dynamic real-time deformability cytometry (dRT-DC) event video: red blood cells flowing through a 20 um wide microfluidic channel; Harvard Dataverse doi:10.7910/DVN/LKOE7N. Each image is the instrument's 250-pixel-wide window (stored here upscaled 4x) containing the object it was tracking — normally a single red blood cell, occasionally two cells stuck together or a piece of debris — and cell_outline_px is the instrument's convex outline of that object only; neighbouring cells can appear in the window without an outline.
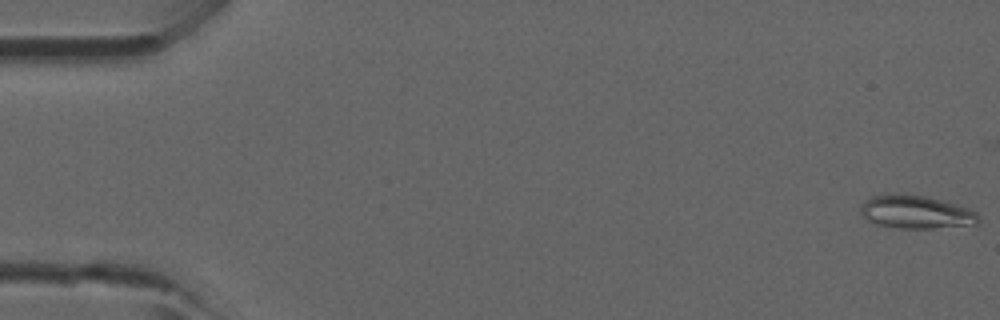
{"species": "common noctule bat (a hibernating species)", "species_latin": "Nyctalus noctula", "temperature_condition": "room temperature", "stored_images_in_passage": 47, "camera_frame_rate_fps": 3000, "um_per_image_px": 0.085, "animal": {"sex": "male", "forearm_length_mm": 52.5}, "frame": {"image": 1, "passage_image": 1, "time_ms": 0.0, "image_size_px": [1000, 320], "cell_outline_px": [[980, 224], [932, 228], [900, 228], [876, 224], [868, 220], [860, 212], [860, 204], [872, 196], [888, 192], [928, 196], [956, 204], [968, 208], [976, 212], [980, 216]], "centroid_in_image_um": [77.86, 18.0], "position_along_channel_um": 7.1, "area_um2": 23.12}}
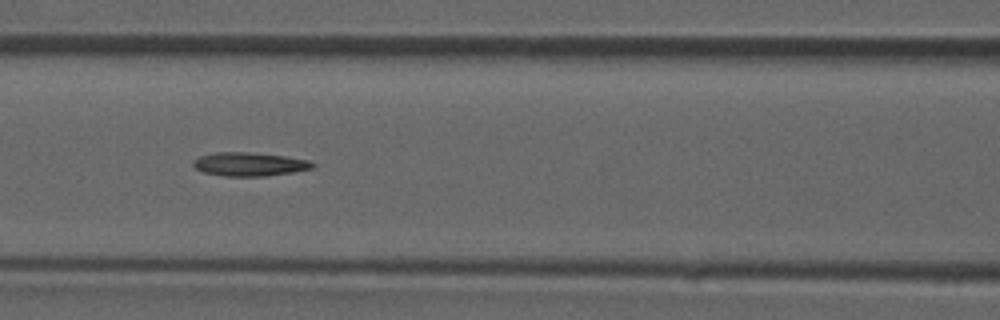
{"frame": {"image": 2, "passage_image": 20, "time_ms": 6.333, "image_size_px": [1000, 320], "cell_outline_px": [[316, 164], [312, 168], [292, 172], [264, 176], [224, 176], [204, 172], [196, 168], [192, 164], [192, 160], [200, 156], [216, 152], [248, 152], [288, 156], [308, 160]], "centroid_in_image_um": [21.2, 13.95], "position_along_channel_um": 145.4, "area_um2": 16.42}}
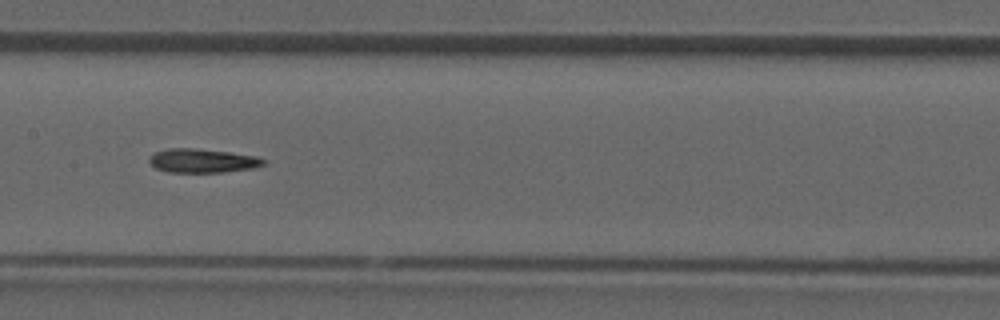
{"frame": {"image": 3, "passage_image": 23, "time_ms": 7.333, "image_size_px": [1000, 320], "cell_outline_px": [[268, 160], [264, 164], [252, 168], [224, 172], [168, 172], [156, 168], [148, 160], [148, 156], [156, 152], [168, 148], [196, 148], [228, 152], [256, 156]], "centroid_in_image_um": [17.2, 13.66], "position_along_channel_um": 190.2, "area_um2": 15.9}}